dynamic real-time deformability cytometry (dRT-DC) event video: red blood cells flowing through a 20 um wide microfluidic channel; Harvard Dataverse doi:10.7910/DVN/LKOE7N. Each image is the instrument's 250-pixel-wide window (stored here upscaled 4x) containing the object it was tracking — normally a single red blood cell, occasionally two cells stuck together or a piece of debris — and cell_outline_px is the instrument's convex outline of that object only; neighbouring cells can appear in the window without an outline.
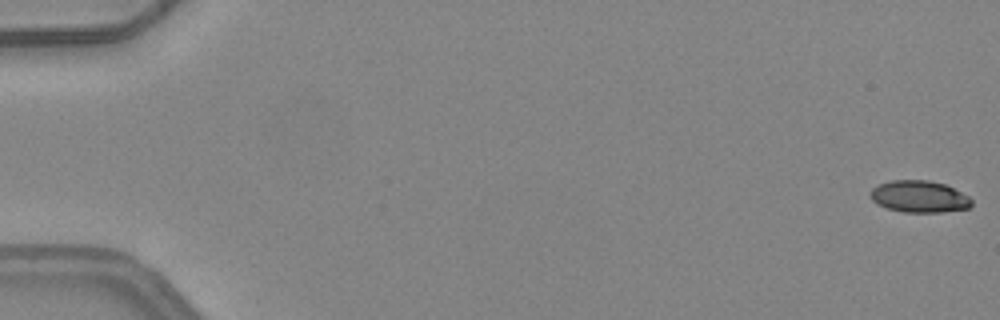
{"species": "common noctule bat (a hibernating species)", "species_latin": "Nyctalus noctula", "temperature_condition": "warm", "stored_images_in_passage": 6, "segment_of_instrument_passage": [1, 2], "camera_frame_rate_fps": 3000, "um_per_image_px": 0.085, "animal": {"sex": "female", "body_mass_g": 24.6, "forearm_length_mm": 56.2}, "frame": {"image": 1, "passage_image": 1, "time_ms": 0.0, "image_size_px": [1000, 320], "cell_outline_px": [[972, 204], [968, 208], [940, 212], [904, 212], [888, 208], [876, 204], [868, 196], [872, 188], [880, 184], [892, 180], [928, 180], [944, 184], [968, 196], [972, 200]], "centroid_in_image_um": [78.1, 16.71], "position_along_channel_um": 6.9, "area_um2": 18.67}}